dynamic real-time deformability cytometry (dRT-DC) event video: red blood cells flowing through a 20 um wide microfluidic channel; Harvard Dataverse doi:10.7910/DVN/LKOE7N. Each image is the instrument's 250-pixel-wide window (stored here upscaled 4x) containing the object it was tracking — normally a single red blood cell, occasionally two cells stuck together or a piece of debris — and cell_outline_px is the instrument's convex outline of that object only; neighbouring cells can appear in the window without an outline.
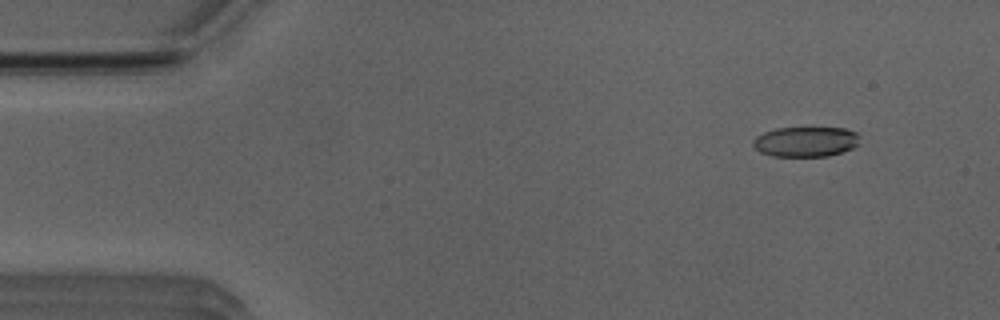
{"species": "Egyptian fruit bat (a non-hibernating species)", "species_latin": "Rousettus aegyptiacus", "temperature_condition": "room temperature", "stored_images_in_passage": 51, "camera_frame_rate_fps": 3000, "um_per_image_px": 0.085, "animal": {"sex": "male"}, "frame": {"image": 1, "passage_image": 5, "time_ms": 1.333, "image_size_px": [1000, 320], "cell_outline_px": [[860, 144], [852, 148], [828, 156], [772, 156], [760, 152], [752, 144], [752, 140], [756, 136], [764, 132], [776, 128], [844, 128], [856, 132], [860, 136]], "centroid_in_image_um": [68.49, 12.04], "position_along_channel_um": 16.5, "area_um2": 18.79}}
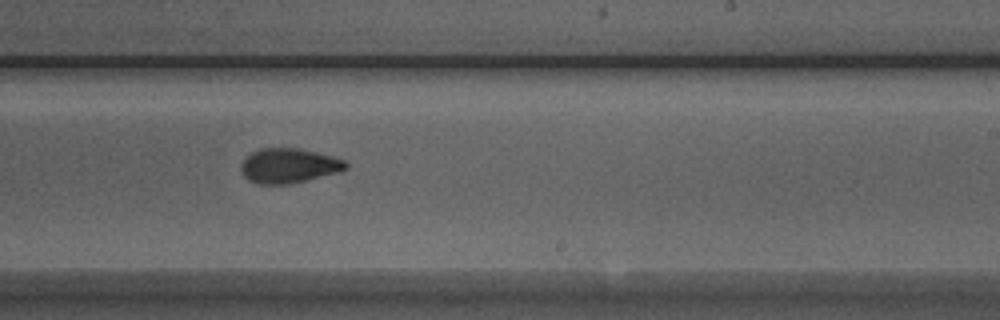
{"frame": {"image": 2, "passage_image": 31, "time_ms": 10.0, "image_size_px": [1000, 320], "cell_outline_px": [[348, 168], [340, 172], [288, 184], [256, 184], [248, 180], [244, 176], [240, 168], [240, 164], [252, 152], [260, 148], [300, 148], [332, 156], [344, 160], [348, 164]], "centroid_in_image_um": [24.54, 14.08], "position_along_channel_um": 264.5, "area_um2": 21.21}}
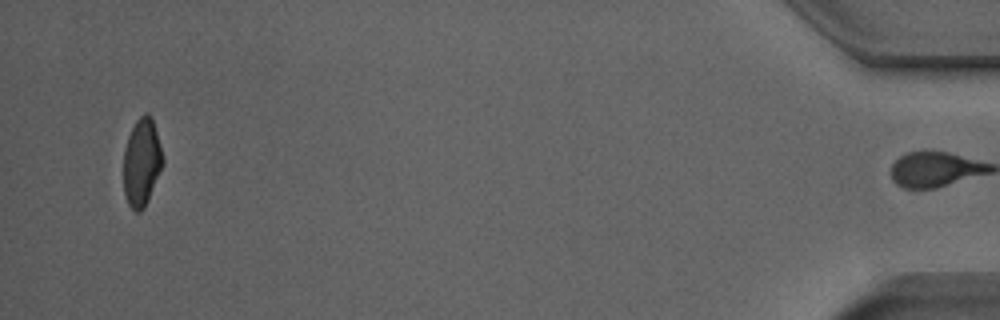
{"frame": {"image": 3, "passage_image": 50, "time_ms": 16.333, "image_size_px": [1000, 320], "cell_outline_px": [[164, 164], [144, 208], [140, 212], [136, 212], [128, 204], [124, 192], [124, 148], [128, 136], [136, 120], [144, 112], [148, 112], [152, 116], [164, 160]], "centroid_in_image_um": [12.05, 13.77], "position_along_channel_um": 423.1, "area_um2": 20.11}, "authors_computed_cell_mechanics": {"area_um2": 20.7502, "velocity_mm_per_s": 3.9401, "shape_relaxation_time_tau1_ms": 7.7828, "shape_relaxation_time_tau2_ms": 1.9019, "deformation_change_tau1": 0.2035, "deformation_change_tau2": 0.0758}}